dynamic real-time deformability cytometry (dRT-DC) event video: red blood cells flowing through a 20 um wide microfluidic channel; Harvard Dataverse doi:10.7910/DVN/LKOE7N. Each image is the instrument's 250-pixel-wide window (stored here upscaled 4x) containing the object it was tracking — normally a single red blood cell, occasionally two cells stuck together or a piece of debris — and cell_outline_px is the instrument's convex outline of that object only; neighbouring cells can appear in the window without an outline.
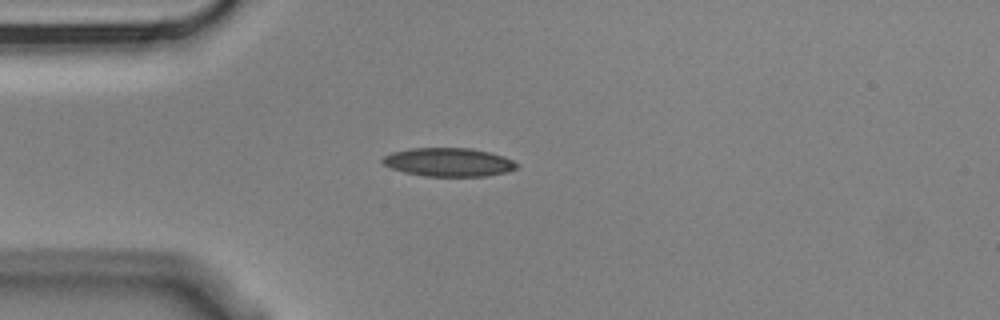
{"species": "Egyptian fruit bat (a non-hibernating species)", "species_latin": "Rousettus aegyptiacus", "temperature_condition": "cold", "stored_images_in_passage": 3, "camera_frame_rate_fps": 3000, "um_per_image_px": 0.085, "animal": {"sex": "male"}, "frame": {"image": 1, "passage_image": 3, "time_ms": 0.667, "image_size_px": [1000, 320], "cell_outline_px": [[516, 168], [508, 172], [484, 176], [424, 176], [404, 172], [392, 168], [384, 164], [380, 160], [384, 156], [392, 152], [412, 148], [472, 148], [504, 156], [512, 160], [516, 164]], "centroid_in_image_um": [38.12, 13.78], "position_along_channel_um": 46.9, "area_um2": 22.2}}